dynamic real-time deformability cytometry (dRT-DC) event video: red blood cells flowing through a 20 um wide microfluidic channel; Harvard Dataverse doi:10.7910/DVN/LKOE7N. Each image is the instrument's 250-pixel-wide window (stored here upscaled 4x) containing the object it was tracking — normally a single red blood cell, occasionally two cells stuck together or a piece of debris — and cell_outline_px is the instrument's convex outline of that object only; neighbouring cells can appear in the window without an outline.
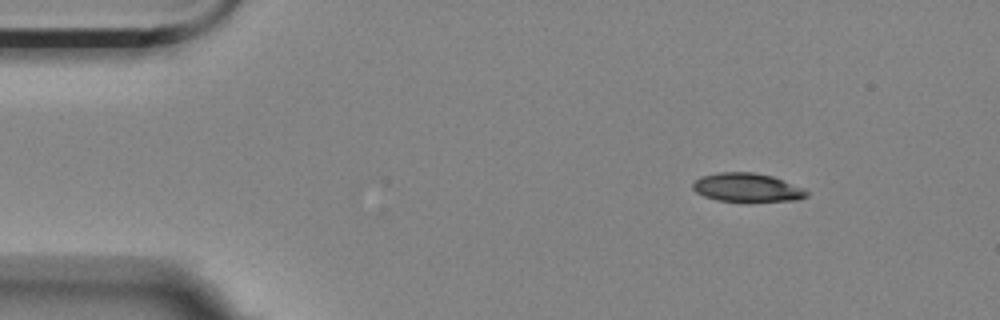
{"species": "Egyptian fruit bat (a non-hibernating species)", "species_latin": "Rousettus aegyptiacus", "temperature_condition": "room temperature", "stored_images_in_passage": 8, "camera_frame_rate_fps": 3000, "um_per_image_px": 0.085, "animal": {"sex": "female"}, "frame": {"image": 1, "passage_image": 1, "time_ms": 0.0, "image_size_px": [1000, 320], "cell_outline_px": [[808, 196], [796, 200], [716, 200], [704, 196], [696, 192], [692, 188], [692, 184], [700, 176], [720, 172], [752, 172], [772, 176], [804, 188], [808, 192]], "centroid_in_image_um": [63.48, 15.92], "position_along_channel_um": 21.5, "area_um2": 18.61}}
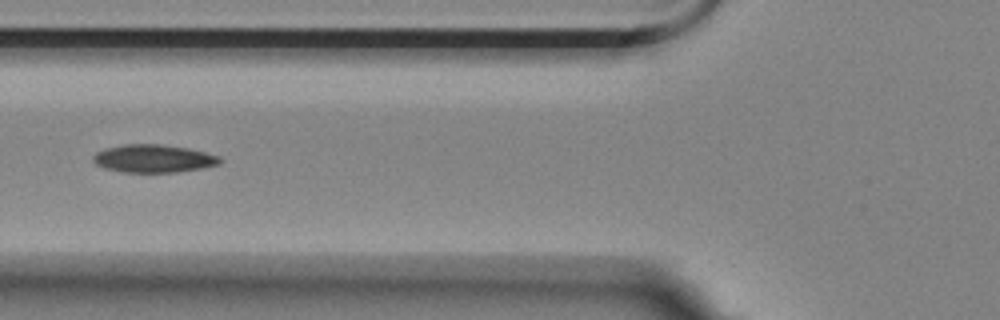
{"frame": {"image": 2, "passage_image": 5, "time_ms": 1.333, "image_size_px": [1000, 320], "cell_outline_px": [[224, 160], [220, 164], [204, 168], [176, 172], [124, 172], [104, 168], [96, 164], [92, 160], [92, 156], [96, 152], [104, 148], [124, 144], [160, 144], [188, 148], [220, 156]], "centroid_in_image_um": [13.06, 13.47], "position_along_channel_um": 112.7, "area_um2": 20.81}}
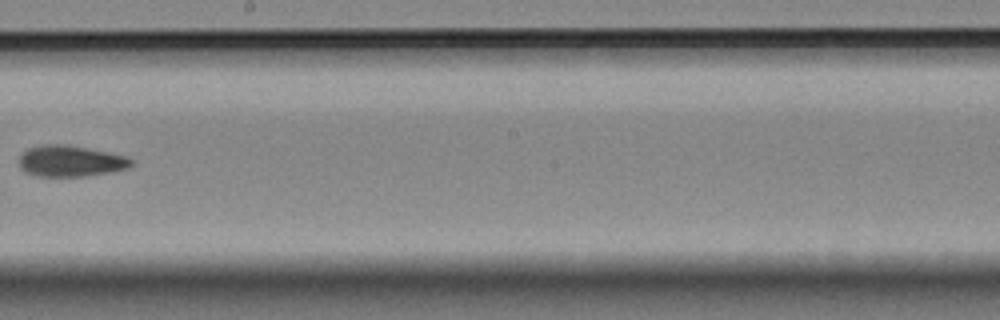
{"frame": {"image": 3, "passage_image": 8, "time_ms": 2.333, "image_size_px": [1000, 320], "cell_outline_px": [[132, 164], [128, 168], [108, 172], [84, 176], [40, 176], [24, 172], [20, 168], [20, 156], [28, 148], [40, 144], [64, 144], [88, 148], [128, 156], [132, 160]], "centroid_in_image_um": [5.98, 13.68], "position_along_channel_um": 242.2, "area_um2": 20.29}}